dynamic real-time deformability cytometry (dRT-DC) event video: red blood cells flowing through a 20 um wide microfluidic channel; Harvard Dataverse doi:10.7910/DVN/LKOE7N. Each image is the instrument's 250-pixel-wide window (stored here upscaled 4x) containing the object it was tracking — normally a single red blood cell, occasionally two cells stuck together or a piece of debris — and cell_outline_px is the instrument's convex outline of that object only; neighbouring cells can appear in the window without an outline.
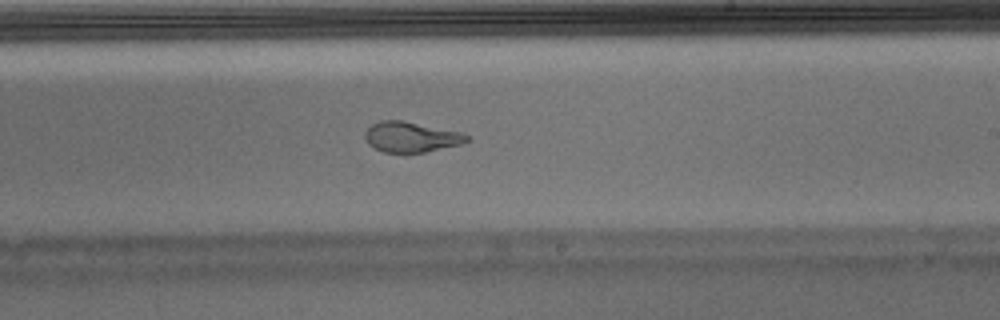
{"species": "Egyptian fruit bat (a non-hibernating species)", "species_latin": "Rousettus aegyptiacus", "temperature_condition": "warm", "stored_images_in_passage": 51, "segment_of_instrument_passage": [1, 2], "camera_frame_rate_fps": 3000, "um_per_image_px": 0.085, "animal": {"sex": "male"}, "frame": {"image": 1, "passage_image": 30, "time_ms": 9.667, "image_size_px": [1000, 320], "cell_outline_px": [[468, 140], [460, 144], [424, 152], [384, 152], [368, 144], [364, 136], [364, 132], [372, 124], [380, 120], [400, 120], [460, 132], [468, 136]], "centroid_in_image_um": [34.89, 11.64], "position_along_channel_um": 254.1, "area_um2": 17.63}}